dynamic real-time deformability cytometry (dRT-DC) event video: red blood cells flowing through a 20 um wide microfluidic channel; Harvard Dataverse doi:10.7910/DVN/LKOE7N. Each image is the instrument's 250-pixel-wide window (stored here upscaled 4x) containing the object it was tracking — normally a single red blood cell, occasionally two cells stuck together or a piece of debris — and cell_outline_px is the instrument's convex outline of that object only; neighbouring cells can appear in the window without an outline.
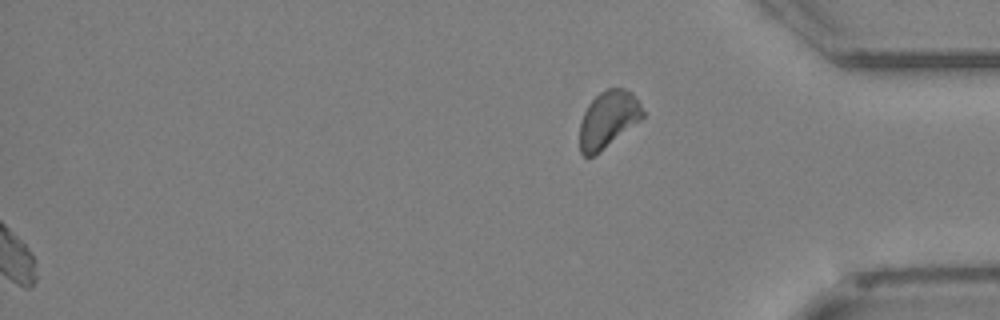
{"species": "Egyptian fruit bat (a non-hibernating species)", "species_latin": "Rousettus aegyptiacus", "temperature_condition": "cold", "stored_images_in_passage": 27, "segment_of_instrument_passage": [2, 2], "camera_frame_rate_fps": 3000, "um_per_image_px": 0.085, "animal": {"sex": "female"}, "frame": {"image": 1, "passage_image": 27, "time_ms": 8.667, "image_size_px": [1000, 320], "cell_outline_px": [[644, 116], [640, 120], [592, 156], [584, 156], [580, 152], [580, 120], [588, 104], [600, 92], [608, 88], [624, 88], [632, 92], [640, 104], [644, 112]], "centroid_in_image_um": [51.68, 10.11], "position_along_channel_um": 383.5, "area_um2": 20.4}}